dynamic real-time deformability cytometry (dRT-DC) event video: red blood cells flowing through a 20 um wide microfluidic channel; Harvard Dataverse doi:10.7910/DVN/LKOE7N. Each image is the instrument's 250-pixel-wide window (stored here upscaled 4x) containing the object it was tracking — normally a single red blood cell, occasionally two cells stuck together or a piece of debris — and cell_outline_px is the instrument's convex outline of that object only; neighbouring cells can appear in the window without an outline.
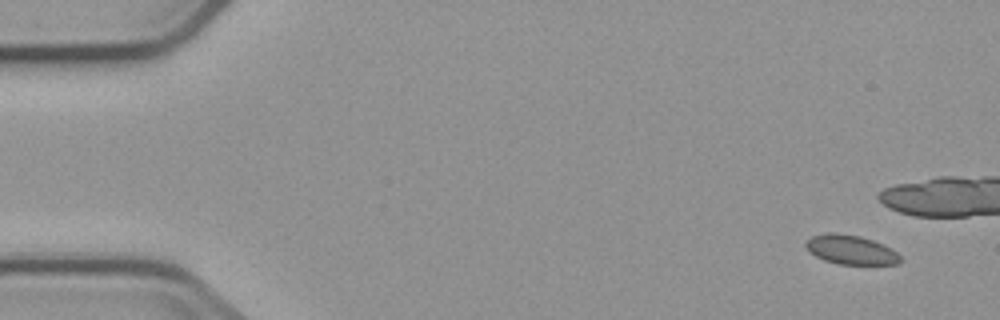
{"species": "common noctule bat (a hibernating species)", "species_latin": "Nyctalus noctula", "temperature_condition": "cold", "stored_images_in_passage": 4, "segment_of_instrument_passage": [2, 2], "camera_frame_rate_fps": 3000, "um_per_image_px": 0.085, "animal": {"sex": "male", "body_mass_g": 23.1, "forearm_length_mm": 52.7}, "frame": {"image": 1, "passage_image": 4, "time_ms": 5.0, "image_size_px": [1000, 320], "cell_outline_px": [[900, 264], [840, 264], [824, 260], [808, 252], [804, 244], [812, 236], [828, 232], [836, 232], [860, 236], [872, 240], [896, 252], [900, 256]], "centroid_in_image_um": [72.27, 21.22], "position_along_channel_um": 12.7, "area_um2": 15.95}}